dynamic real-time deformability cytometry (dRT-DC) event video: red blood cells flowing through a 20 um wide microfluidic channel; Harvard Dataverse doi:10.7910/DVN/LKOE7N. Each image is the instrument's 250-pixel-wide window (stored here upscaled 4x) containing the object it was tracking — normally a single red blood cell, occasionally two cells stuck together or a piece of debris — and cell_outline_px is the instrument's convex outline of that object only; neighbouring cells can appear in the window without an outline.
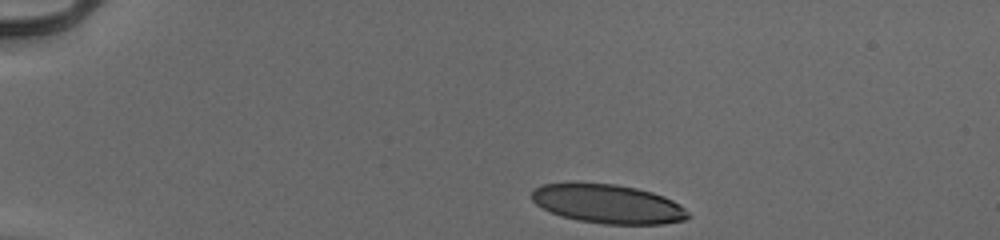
{"species": "human", "species_latin": "Homo sapiens", "temperature_condition": "cold", "stored_images_in_passage": 38, "camera_frame_rate_fps": 3000, "um_per_image_px": 0.085, "donor": {"sex": "male"}, "frame": {"image": 1, "passage_image": 1, "time_ms": 0.0, "image_size_px": [1000, 240], "cell_outline_px": [[692, 216], [684, 220], [660, 224], [604, 224], [580, 220], [564, 216], [552, 212], [536, 204], [532, 200], [532, 192], [536, 188], [544, 184], [576, 180], [616, 184], [636, 188], [652, 192], [664, 196], [680, 204]], "centroid_in_image_um": [51.67, 17.29], "position_along_channel_um": 33.3, "area_um2": 35.95}}
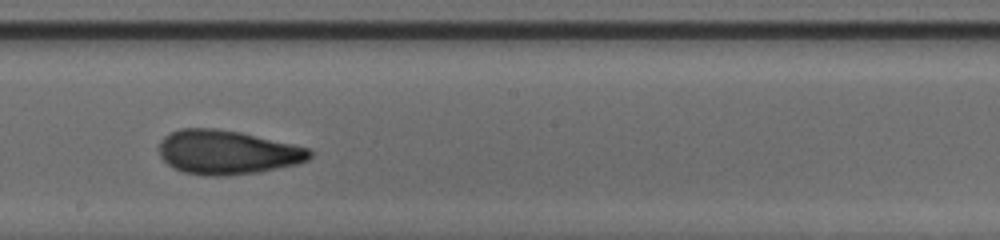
{"frame": {"image": 2, "passage_image": 22, "time_ms": 7.0, "image_size_px": [1000, 240], "cell_outline_px": [[312, 156], [308, 160], [296, 164], [256, 172], [228, 176], [212, 176], [184, 172], [172, 168], [160, 156], [160, 140], [168, 132], [180, 128], [216, 128], [240, 132], [292, 144], [308, 148], [312, 152]], "centroid_in_image_um": [19.28, 12.93], "position_along_channel_um": 228.9, "area_um2": 38.67}}
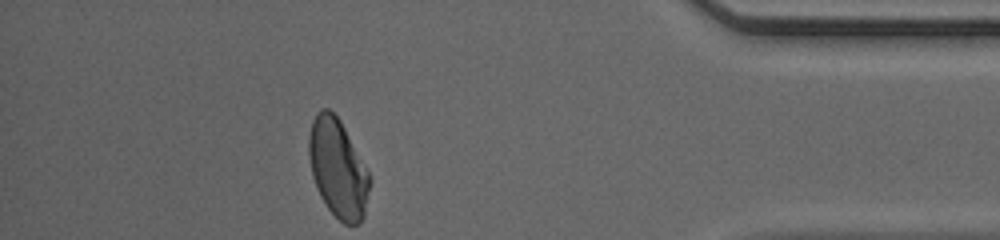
{"frame": {"image": 3, "passage_image": 38, "time_ms": 12.333, "image_size_px": [1000, 240], "cell_outline_px": [[372, 180], [364, 216], [356, 224], [344, 224], [328, 208], [320, 196], [316, 188], [312, 176], [308, 156], [308, 136], [312, 120], [316, 112], [320, 108], [328, 108], [340, 120], [368, 172]], "centroid_in_image_um": [28.7, 14.3], "position_along_channel_um": 406.5, "area_um2": 34.85}, "authors_computed_cell_mechanics": {"area_um2": 37.5122, "velocity_mm_per_s": 3.9721, "shape_relaxation_time_tau1_ms": 5.6428, "shape_relaxation_time_tau2_ms": 1.3819, "deformation_change_tau1": 0.1836, "deformation_change_tau2": 0.0886}}